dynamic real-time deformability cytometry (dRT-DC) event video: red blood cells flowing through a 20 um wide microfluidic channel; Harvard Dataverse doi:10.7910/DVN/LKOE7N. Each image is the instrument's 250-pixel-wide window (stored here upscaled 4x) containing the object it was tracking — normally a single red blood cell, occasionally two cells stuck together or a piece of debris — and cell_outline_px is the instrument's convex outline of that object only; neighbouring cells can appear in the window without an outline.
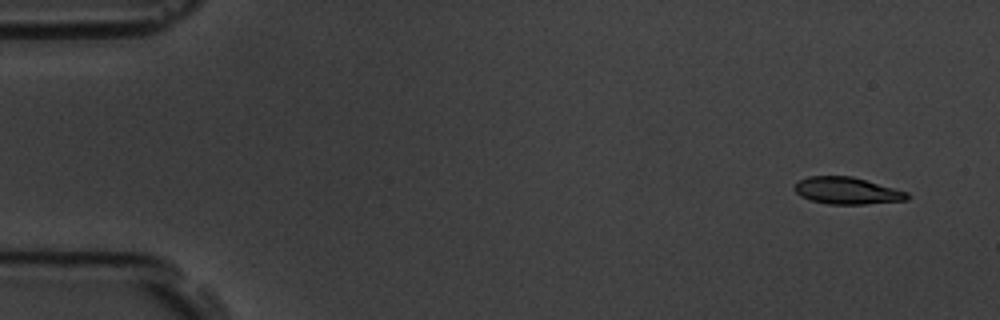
{"species": "common noctule bat (a hibernating species)", "species_latin": "Nyctalus noctula", "temperature_condition": "room temperature", "stored_images_in_passage": 4, "camera_frame_rate_fps": 3000, "um_per_image_px": 0.085, "animal": {"sex": "male", "body_mass_g": 19.5, "forearm_length_mm": 54.6}, "frame": {"image": 1, "passage_image": 1, "time_ms": 0.0, "image_size_px": [1000, 320], "cell_outline_px": [[908, 200], [864, 204], [828, 204], [812, 200], [800, 196], [792, 188], [796, 180], [808, 176], [852, 176], [908, 192]], "centroid_in_image_um": [71.94, 16.2], "position_along_channel_um": 13.1, "area_um2": 17.74}}